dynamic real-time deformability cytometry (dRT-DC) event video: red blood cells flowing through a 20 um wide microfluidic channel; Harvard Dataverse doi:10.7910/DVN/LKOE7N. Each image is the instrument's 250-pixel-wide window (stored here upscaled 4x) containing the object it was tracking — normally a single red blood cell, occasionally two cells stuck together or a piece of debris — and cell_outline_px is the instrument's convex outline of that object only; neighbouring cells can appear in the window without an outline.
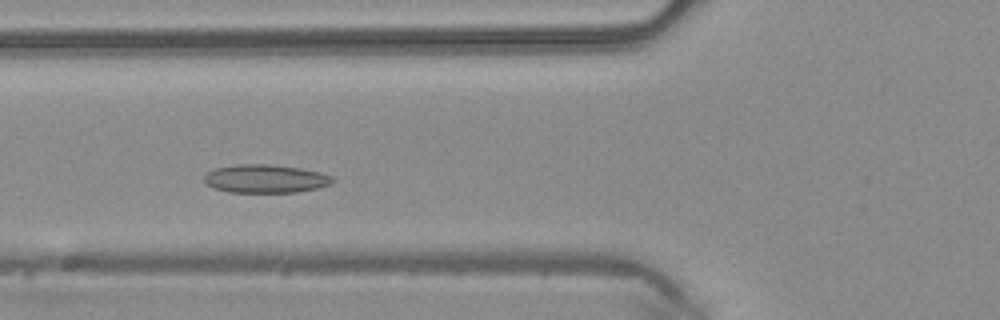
{"species": "common noctule bat (a hibernating species)", "species_latin": "Nyctalus noctula", "temperature_condition": "warm", "stored_images_in_passage": 43, "camera_frame_rate_fps": 3000, "um_per_image_px": 0.085, "animal": {"sex": "male", "body_mass_g": 20.4}, "frame": {"image": 1, "passage_image": 12, "time_ms": 3.667, "image_size_px": [1000, 320], "cell_outline_px": [[336, 180], [332, 184], [316, 188], [296, 192], [228, 192], [212, 188], [204, 180], [204, 176], [212, 168], [236, 164], [272, 164], [300, 168], [320, 172], [332, 176]], "centroid_in_image_um": [22.56, 15.18], "position_along_channel_um": 103.2, "area_um2": 21.39}}
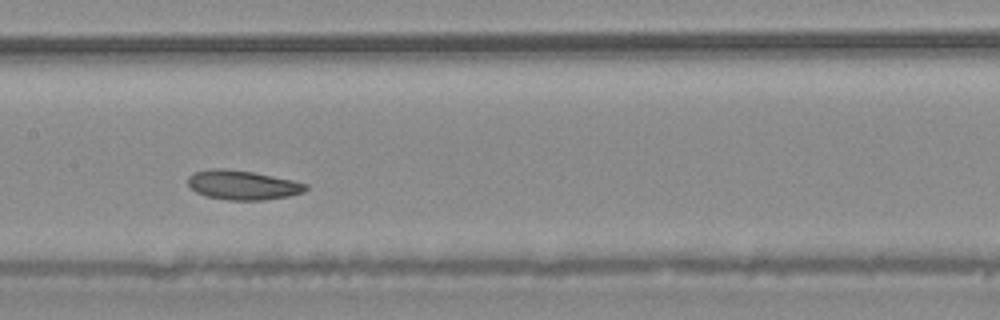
{"frame": {"image": 2, "passage_image": 18, "time_ms": 5.667, "image_size_px": [1000, 320], "cell_outline_px": [[308, 188], [304, 192], [288, 196], [264, 200], [228, 200], [208, 196], [196, 192], [188, 184], [188, 176], [192, 172], [212, 168], [224, 168], [252, 172], [292, 180], [308, 184]], "centroid_in_image_um": [20.61, 15.72], "position_along_channel_um": 186.8, "area_um2": 20.11}}
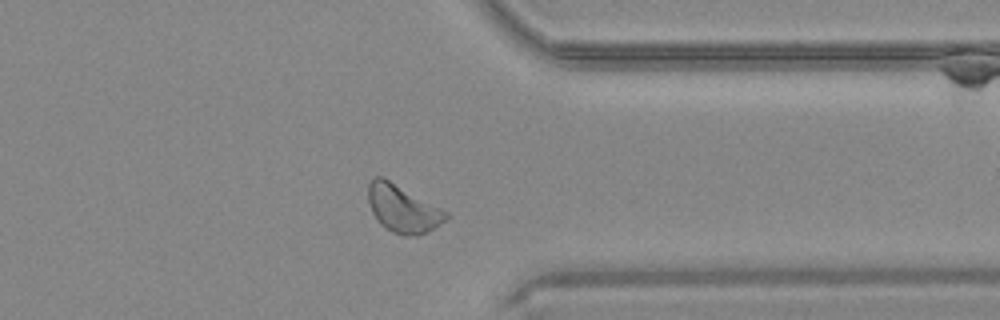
{"frame": {"image": 3, "passage_image": 32, "time_ms": 10.333, "image_size_px": [1000, 320], "cell_outline_px": [[448, 216], [440, 224], [428, 232], [416, 236], [404, 236], [392, 232], [384, 228], [376, 220], [372, 212], [368, 200], [368, 184], [372, 176], [384, 176], [448, 212]], "centroid_in_image_um": [34.2, 17.72], "position_along_channel_um": 377.2, "area_um2": 21.79}, "authors_computed_cell_mechanics": {"area_um2": 20.9814, "velocity_mm_per_s": 4.1768, "shape_relaxation_time_tau1_ms": null, "shape_relaxation_time_tau2_ms": 6.9953, "deformation_change_tau1": null, "deformation_change_tau2": 0.0898}}